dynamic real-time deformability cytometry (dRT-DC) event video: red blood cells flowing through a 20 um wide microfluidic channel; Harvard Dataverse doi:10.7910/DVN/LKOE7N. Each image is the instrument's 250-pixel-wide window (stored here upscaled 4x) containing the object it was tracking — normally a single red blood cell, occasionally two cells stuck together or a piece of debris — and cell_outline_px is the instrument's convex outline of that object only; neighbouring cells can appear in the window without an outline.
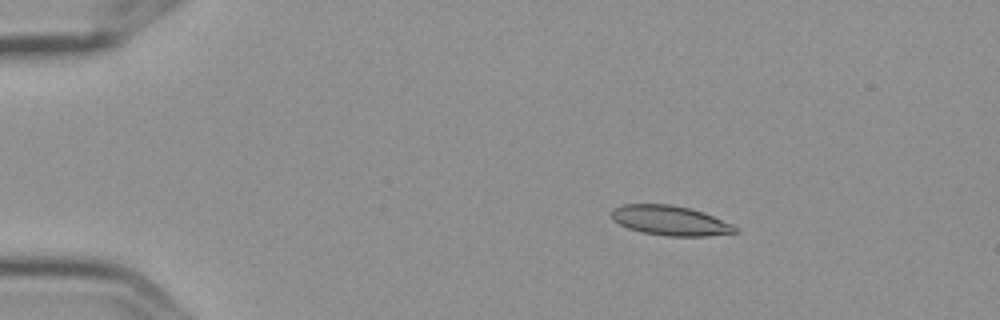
{"species": "Egyptian fruit bat (a non-hibernating species)", "species_latin": "Rousettus aegyptiacus", "temperature_condition": "cold", "stored_images_in_passage": 4, "camera_frame_rate_fps": 3000, "um_per_image_px": 0.085, "frame": {"image": 1, "passage_image": 1, "time_ms": 0.0, "image_size_px": [1000, 320], "cell_outline_px": [[740, 232], [708, 236], [668, 236], [640, 232], [628, 228], [612, 220], [612, 208], [620, 204], [672, 204], [692, 208], [704, 212], [732, 224], [740, 228]], "centroid_in_image_um": [56.99, 18.74], "position_along_channel_um": 28.0, "area_um2": 21.79}}